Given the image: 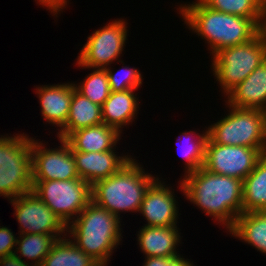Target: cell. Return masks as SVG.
Wrapping results in <instances>:
<instances>
[{
	"mask_svg": "<svg viewBox=\"0 0 266 266\" xmlns=\"http://www.w3.org/2000/svg\"><path fill=\"white\" fill-rule=\"evenodd\" d=\"M38 5H42L43 7H46V10H49L50 13L53 14V16H56L61 12H63V9H66L67 4L69 3V0H35Z\"/></svg>",
	"mask_w": 266,
	"mask_h": 266,
	"instance_id": "30",
	"label": "cell"
},
{
	"mask_svg": "<svg viewBox=\"0 0 266 266\" xmlns=\"http://www.w3.org/2000/svg\"><path fill=\"white\" fill-rule=\"evenodd\" d=\"M24 134L0 136V196L9 201L33 188L32 137Z\"/></svg>",
	"mask_w": 266,
	"mask_h": 266,
	"instance_id": "6",
	"label": "cell"
},
{
	"mask_svg": "<svg viewBox=\"0 0 266 266\" xmlns=\"http://www.w3.org/2000/svg\"><path fill=\"white\" fill-rule=\"evenodd\" d=\"M112 68L111 65L105 68L111 91L137 90L142 87L143 75L137 68L124 65L115 72Z\"/></svg>",
	"mask_w": 266,
	"mask_h": 266,
	"instance_id": "28",
	"label": "cell"
},
{
	"mask_svg": "<svg viewBox=\"0 0 266 266\" xmlns=\"http://www.w3.org/2000/svg\"><path fill=\"white\" fill-rule=\"evenodd\" d=\"M224 97L228 105L266 111V60Z\"/></svg>",
	"mask_w": 266,
	"mask_h": 266,
	"instance_id": "17",
	"label": "cell"
},
{
	"mask_svg": "<svg viewBox=\"0 0 266 266\" xmlns=\"http://www.w3.org/2000/svg\"><path fill=\"white\" fill-rule=\"evenodd\" d=\"M183 176L177 188L184 198L228 231L242 214L243 181L212 173L203 167Z\"/></svg>",
	"mask_w": 266,
	"mask_h": 266,
	"instance_id": "1",
	"label": "cell"
},
{
	"mask_svg": "<svg viewBox=\"0 0 266 266\" xmlns=\"http://www.w3.org/2000/svg\"><path fill=\"white\" fill-rule=\"evenodd\" d=\"M32 183V191L66 226L92 201L91 185L81 178Z\"/></svg>",
	"mask_w": 266,
	"mask_h": 266,
	"instance_id": "8",
	"label": "cell"
},
{
	"mask_svg": "<svg viewBox=\"0 0 266 266\" xmlns=\"http://www.w3.org/2000/svg\"><path fill=\"white\" fill-rule=\"evenodd\" d=\"M115 151H72L79 177L93 185L96 181L106 179L112 174L119 172L133 159L132 155L125 154L122 156L121 154L119 156Z\"/></svg>",
	"mask_w": 266,
	"mask_h": 266,
	"instance_id": "14",
	"label": "cell"
},
{
	"mask_svg": "<svg viewBox=\"0 0 266 266\" xmlns=\"http://www.w3.org/2000/svg\"><path fill=\"white\" fill-rule=\"evenodd\" d=\"M169 266H194V263L190 259H185L183 255L175 257L170 263Z\"/></svg>",
	"mask_w": 266,
	"mask_h": 266,
	"instance_id": "34",
	"label": "cell"
},
{
	"mask_svg": "<svg viewBox=\"0 0 266 266\" xmlns=\"http://www.w3.org/2000/svg\"><path fill=\"white\" fill-rule=\"evenodd\" d=\"M180 134V141L181 139L183 140L181 146L184 145L182 146L180 152L182 153V157L185 159L184 174H187L192 171L198 170L200 167H203L205 158V147L206 142L208 140V129L206 127V129L202 131V134L198 133L197 131L195 132V130L184 131Z\"/></svg>",
	"mask_w": 266,
	"mask_h": 266,
	"instance_id": "25",
	"label": "cell"
},
{
	"mask_svg": "<svg viewBox=\"0 0 266 266\" xmlns=\"http://www.w3.org/2000/svg\"><path fill=\"white\" fill-rule=\"evenodd\" d=\"M56 241L57 239L52 234H20L14 254L21 260L26 258L28 264L40 266Z\"/></svg>",
	"mask_w": 266,
	"mask_h": 266,
	"instance_id": "24",
	"label": "cell"
},
{
	"mask_svg": "<svg viewBox=\"0 0 266 266\" xmlns=\"http://www.w3.org/2000/svg\"><path fill=\"white\" fill-rule=\"evenodd\" d=\"M262 13H266V0H262Z\"/></svg>",
	"mask_w": 266,
	"mask_h": 266,
	"instance_id": "35",
	"label": "cell"
},
{
	"mask_svg": "<svg viewBox=\"0 0 266 266\" xmlns=\"http://www.w3.org/2000/svg\"><path fill=\"white\" fill-rule=\"evenodd\" d=\"M258 34L261 37L263 44L266 47V13H262L259 24H258Z\"/></svg>",
	"mask_w": 266,
	"mask_h": 266,
	"instance_id": "33",
	"label": "cell"
},
{
	"mask_svg": "<svg viewBox=\"0 0 266 266\" xmlns=\"http://www.w3.org/2000/svg\"><path fill=\"white\" fill-rule=\"evenodd\" d=\"M242 213L266 211V154L243 180Z\"/></svg>",
	"mask_w": 266,
	"mask_h": 266,
	"instance_id": "22",
	"label": "cell"
},
{
	"mask_svg": "<svg viewBox=\"0 0 266 266\" xmlns=\"http://www.w3.org/2000/svg\"><path fill=\"white\" fill-rule=\"evenodd\" d=\"M9 203L13 205V214L19 223L18 235L52 234L57 240L67 236V226L33 191L15 197Z\"/></svg>",
	"mask_w": 266,
	"mask_h": 266,
	"instance_id": "10",
	"label": "cell"
},
{
	"mask_svg": "<svg viewBox=\"0 0 266 266\" xmlns=\"http://www.w3.org/2000/svg\"><path fill=\"white\" fill-rule=\"evenodd\" d=\"M134 157L119 172L91 185L92 201L121 219L123 212L137 213L144 194L157 178L143 169Z\"/></svg>",
	"mask_w": 266,
	"mask_h": 266,
	"instance_id": "4",
	"label": "cell"
},
{
	"mask_svg": "<svg viewBox=\"0 0 266 266\" xmlns=\"http://www.w3.org/2000/svg\"><path fill=\"white\" fill-rule=\"evenodd\" d=\"M264 154L256 148L214 143L209 137L205 147L203 168L229 177L244 180Z\"/></svg>",
	"mask_w": 266,
	"mask_h": 266,
	"instance_id": "11",
	"label": "cell"
},
{
	"mask_svg": "<svg viewBox=\"0 0 266 266\" xmlns=\"http://www.w3.org/2000/svg\"><path fill=\"white\" fill-rule=\"evenodd\" d=\"M225 105L229 112L207 127L208 137L217 144L247 146L266 154V111Z\"/></svg>",
	"mask_w": 266,
	"mask_h": 266,
	"instance_id": "5",
	"label": "cell"
},
{
	"mask_svg": "<svg viewBox=\"0 0 266 266\" xmlns=\"http://www.w3.org/2000/svg\"><path fill=\"white\" fill-rule=\"evenodd\" d=\"M40 266H100L68 236L58 239Z\"/></svg>",
	"mask_w": 266,
	"mask_h": 266,
	"instance_id": "23",
	"label": "cell"
},
{
	"mask_svg": "<svg viewBox=\"0 0 266 266\" xmlns=\"http://www.w3.org/2000/svg\"><path fill=\"white\" fill-rule=\"evenodd\" d=\"M121 220L91 201L67 226V236L100 266H108L123 238Z\"/></svg>",
	"mask_w": 266,
	"mask_h": 266,
	"instance_id": "3",
	"label": "cell"
},
{
	"mask_svg": "<svg viewBox=\"0 0 266 266\" xmlns=\"http://www.w3.org/2000/svg\"><path fill=\"white\" fill-rule=\"evenodd\" d=\"M35 139V140H34ZM60 146L48 148L47 144L32 137L31 168L32 181L69 180L80 178L75 165L71 146L58 139ZM39 141V142H38Z\"/></svg>",
	"mask_w": 266,
	"mask_h": 266,
	"instance_id": "12",
	"label": "cell"
},
{
	"mask_svg": "<svg viewBox=\"0 0 266 266\" xmlns=\"http://www.w3.org/2000/svg\"><path fill=\"white\" fill-rule=\"evenodd\" d=\"M127 24L124 18L114 19L89 35L76 60L78 67L105 69L116 60L124 65L119 57L128 40Z\"/></svg>",
	"mask_w": 266,
	"mask_h": 266,
	"instance_id": "9",
	"label": "cell"
},
{
	"mask_svg": "<svg viewBox=\"0 0 266 266\" xmlns=\"http://www.w3.org/2000/svg\"><path fill=\"white\" fill-rule=\"evenodd\" d=\"M188 3L178 6V14L192 33L206 40L212 56L223 48L246 43L258 34V25L250 18L213 10L200 0Z\"/></svg>",
	"mask_w": 266,
	"mask_h": 266,
	"instance_id": "2",
	"label": "cell"
},
{
	"mask_svg": "<svg viewBox=\"0 0 266 266\" xmlns=\"http://www.w3.org/2000/svg\"><path fill=\"white\" fill-rule=\"evenodd\" d=\"M74 85L79 93L101 107L111 92L107 72L100 68H92L83 81Z\"/></svg>",
	"mask_w": 266,
	"mask_h": 266,
	"instance_id": "26",
	"label": "cell"
},
{
	"mask_svg": "<svg viewBox=\"0 0 266 266\" xmlns=\"http://www.w3.org/2000/svg\"><path fill=\"white\" fill-rule=\"evenodd\" d=\"M211 58V70L226 96L266 60V47L257 34L246 43L219 50Z\"/></svg>",
	"mask_w": 266,
	"mask_h": 266,
	"instance_id": "7",
	"label": "cell"
},
{
	"mask_svg": "<svg viewBox=\"0 0 266 266\" xmlns=\"http://www.w3.org/2000/svg\"><path fill=\"white\" fill-rule=\"evenodd\" d=\"M42 118L61 129L69 116L70 102L73 96V82L36 86Z\"/></svg>",
	"mask_w": 266,
	"mask_h": 266,
	"instance_id": "15",
	"label": "cell"
},
{
	"mask_svg": "<svg viewBox=\"0 0 266 266\" xmlns=\"http://www.w3.org/2000/svg\"><path fill=\"white\" fill-rule=\"evenodd\" d=\"M213 10L250 18L257 25L262 15V0H200Z\"/></svg>",
	"mask_w": 266,
	"mask_h": 266,
	"instance_id": "27",
	"label": "cell"
},
{
	"mask_svg": "<svg viewBox=\"0 0 266 266\" xmlns=\"http://www.w3.org/2000/svg\"><path fill=\"white\" fill-rule=\"evenodd\" d=\"M227 232L266 255V211L242 213Z\"/></svg>",
	"mask_w": 266,
	"mask_h": 266,
	"instance_id": "21",
	"label": "cell"
},
{
	"mask_svg": "<svg viewBox=\"0 0 266 266\" xmlns=\"http://www.w3.org/2000/svg\"><path fill=\"white\" fill-rule=\"evenodd\" d=\"M121 135L115 128L101 123L76 130L65 141L71 146L72 151L103 152L115 150Z\"/></svg>",
	"mask_w": 266,
	"mask_h": 266,
	"instance_id": "19",
	"label": "cell"
},
{
	"mask_svg": "<svg viewBox=\"0 0 266 266\" xmlns=\"http://www.w3.org/2000/svg\"><path fill=\"white\" fill-rule=\"evenodd\" d=\"M0 266H34L29 265L24 259L18 258L15 254L0 258Z\"/></svg>",
	"mask_w": 266,
	"mask_h": 266,
	"instance_id": "31",
	"label": "cell"
},
{
	"mask_svg": "<svg viewBox=\"0 0 266 266\" xmlns=\"http://www.w3.org/2000/svg\"><path fill=\"white\" fill-rule=\"evenodd\" d=\"M135 91L138 90L111 91L101 107L103 123L115 128L120 134L124 126L135 121L140 110L139 97Z\"/></svg>",
	"mask_w": 266,
	"mask_h": 266,
	"instance_id": "18",
	"label": "cell"
},
{
	"mask_svg": "<svg viewBox=\"0 0 266 266\" xmlns=\"http://www.w3.org/2000/svg\"><path fill=\"white\" fill-rule=\"evenodd\" d=\"M175 257H145L143 266H169Z\"/></svg>",
	"mask_w": 266,
	"mask_h": 266,
	"instance_id": "32",
	"label": "cell"
},
{
	"mask_svg": "<svg viewBox=\"0 0 266 266\" xmlns=\"http://www.w3.org/2000/svg\"><path fill=\"white\" fill-rule=\"evenodd\" d=\"M177 226H142L137 232V244L145 257H178L181 232Z\"/></svg>",
	"mask_w": 266,
	"mask_h": 266,
	"instance_id": "16",
	"label": "cell"
},
{
	"mask_svg": "<svg viewBox=\"0 0 266 266\" xmlns=\"http://www.w3.org/2000/svg\"><path fill=\"white\" fill-rule=\"evenodd\" d=\"M17 238L9 227L0 226V258L14 254Z\"/></svg>",
	"mask_w": 266,
	"mask_h": 266,
	"instance_id": "29",
	"label": "cell"
},
{
	"mask_svg": "<svg viewBox=\"0 0 266 266\" xmlns=\"http://www.w3.org/2000/svg\"><path fill=\"white\" fill-rule=\"evenodd\" d=\"M160 179L157 177L146 190L139 213L147 222L144 226H177L179 218L178 200L175 198L177 196L174 189Z\"/></svg>",
	"mask_w": 266,
	"mask_h": 266,
	"instance_id": "13",
	"label": "cell"
},
{
	"mask_svg": "<svg viewBox=\"0 0 266 266\" xmlns=\"http://www.w3.org/2000/svg\"><path fill=\"white\" fill-rule=\"evenodd\" d=\"M103 123L101 106L79 93L73 83L70 112L65 125L58 130L57 138L66 139L72 132Z\"/></svg>",
	"mask_w": 266,
	"mask_h": 266,
	"instance_id": "20",
	"label": "cell"
}]
</instances>
